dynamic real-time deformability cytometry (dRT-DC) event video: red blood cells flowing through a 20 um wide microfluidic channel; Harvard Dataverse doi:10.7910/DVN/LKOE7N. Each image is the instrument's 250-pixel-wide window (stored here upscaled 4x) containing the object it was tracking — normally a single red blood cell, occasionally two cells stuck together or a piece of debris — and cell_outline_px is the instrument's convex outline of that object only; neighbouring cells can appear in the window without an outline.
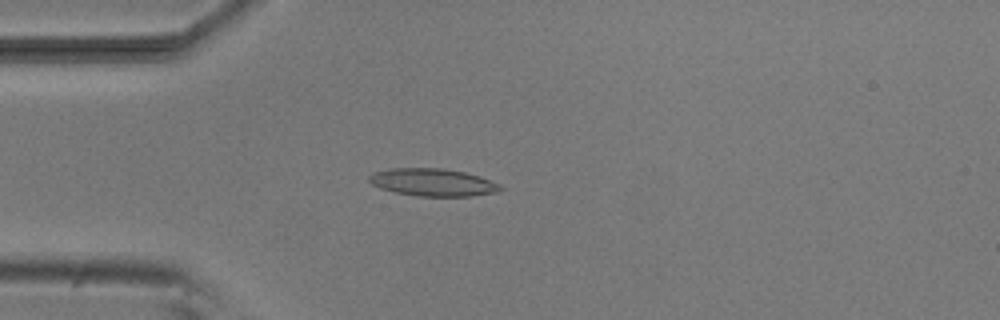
{"species": "common noctule bat (a hibernating species)", "species_latin": "Nyctalus noctula", "temperature_condition": "room temperature", "stored_images_in_passage": 53, "camera_frame_rate_fps": 3000, "um_per_image_px": 0.085, "animal": {"sex": "male", "body_mass_g": 20.5, "forearm_length_mm": 52.5}, "frame": {"image": 1, "passage_image": 14, "time_ms": 4.333, "image_size_px": [1000, 320], "cell_outline_px": [[504, 188], [496, 192], [468, 196], [420, 196], [396, 192], [380, 188], [372, 184], [368, 180], [368, 176], [372, 172], [388, 168], [444, 168], [464, 172], [480, 176], [500, 184]], "centroid_in_image_um": [36.77, 15.48], "position_along_channel_um": 48.2, "area_um2": 21.1}}
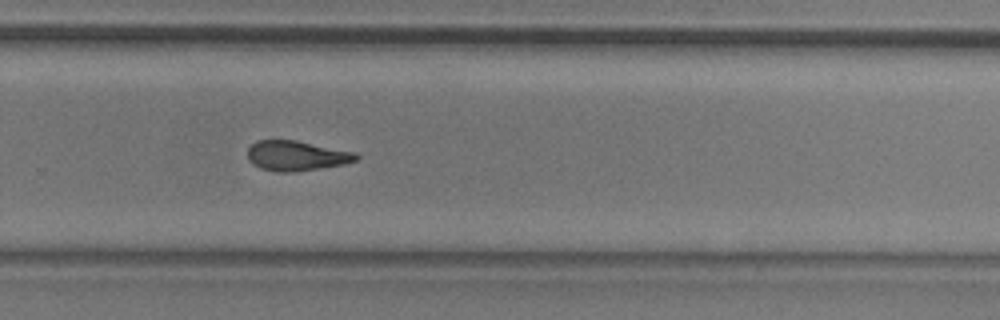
{"frame": {"image": 2, "passage_image": 35, "time_ms": 11.333, "image_size_px": [1000, 320], "cell_outline_px": [[360, 156], [356, 160], [344, 164], [292, 172], [276, 172], [260, 168], [252, 164], [248, 160], [248, 148], [256, 140], [296, 140], [356, 152]], "centroid_in_image_um": [25.18, 13.23], "position_along_channel_um": 304.6, "area_um2": 19.02}}
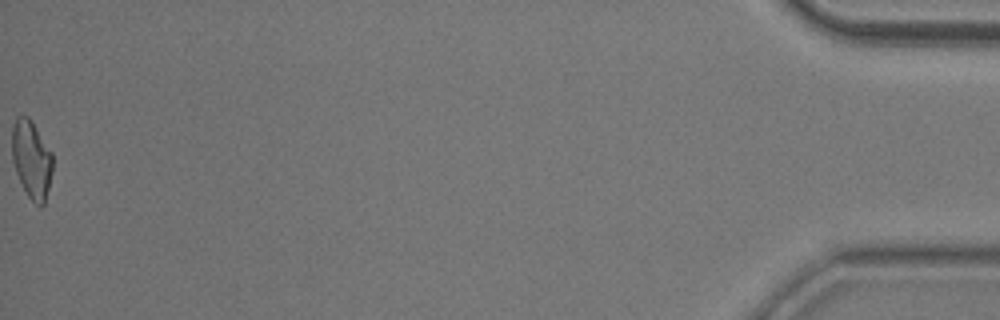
{"frame": {"image": 3, "passage_image": 53, "time_ms": 17.333, "image_size_px": [1000, 320], "cell_outline_px": [[52, 172], [44, 204], [40, 208], [28, 196], [16, 172], [12, 160], [12, 124], [16, 116], [28, 116], [32, 120], [52, 152]], "centroid_in_image_um": [2.67, 13.51], "position_along_channel_um": 432.5, "area_um2": 18.5}, "authors_computed_cell_mechanics": {"area_um2": 19.5942, "velocity_mm_per_s": 3.828, "shape_relaxation_time_tau1_ms": 5.1751, "shape_relaxation_time_tau2_ms": 8.9795, "deformation_change_tau1": 0.1658, "deformation_change_tau2": 0.1875}}